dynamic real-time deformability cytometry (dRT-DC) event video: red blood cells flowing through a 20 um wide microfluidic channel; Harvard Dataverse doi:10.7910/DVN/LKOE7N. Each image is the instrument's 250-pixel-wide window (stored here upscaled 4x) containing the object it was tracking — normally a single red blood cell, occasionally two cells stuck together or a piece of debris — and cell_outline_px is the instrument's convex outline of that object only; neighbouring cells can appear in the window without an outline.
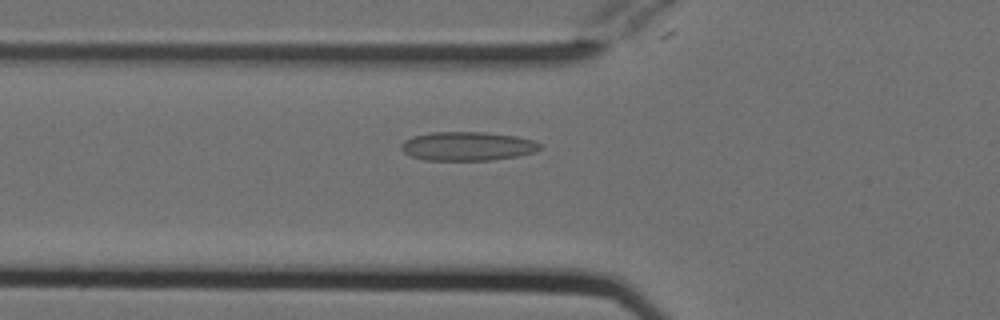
{"species": "Egyptian fruit bat (a non-hibernating species)", "species_latin": "Rousettus aegyptiacus", "temperature_condition": "cold", "stored_images_in_passage": 34, "camera_frame_rate_fps": 3000, "um_per_image_px": 0.085, "animal": {"sex": "female"}, "frame": {"image": 1, "passage_image": 20, "time_ms": 6.333, "image_size_px": [1000, 320], "cell_outline_px": [[544, 148], [536, 152], [516, 156], [492, 160], [424, 160], [412, 156], [404, 152], [400, 148], [400, 144], [404, 140], [412, 136], [432, 132], [484, 132], [516, 136], [532, 140], [544, 144]], "centroid_in_image_um": [39.76, 12.42], "position_along_channel_um": 86.0, "area_um2": 23.58}}
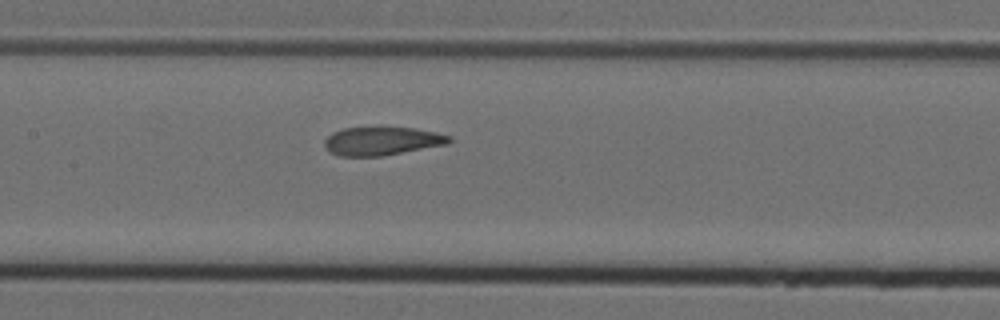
{"frame": {"image": 2, "passage_image": 27, "time_ms": 8.667, "image_size_px": [1000, 320], "cell_outline_px": [[452, 140], [448, 144], [384, 156], [340, 156], [332, 152], [324, 144], [324, 140], [332, 132], [344, 128], [380, 124], [416, 128], [436, 132], [452, 136]], "centroid_in_image_um": [32.5, 11.93], "position_along_channel_um": 174.9, "area_um2": 21.56}}
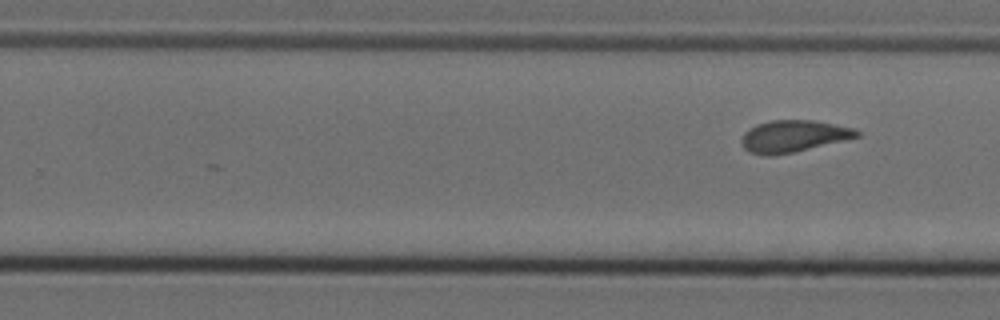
{"frame": {"image": 3, "passage_image": 34, "time_ms": 11.0, "image_size_px": [1000, 320], "cell_outline_px": [[860, 136], [844, 140], [792, 152], [772, 156], [764, 156], [748, 152], [740, 144], [740, 140], [744, 132], [748, 128], [756, 124], [772, 120], [812, 120], [852, 128], [860, 132]], "centroid_in_image_um": [67.35, 11.58], "position_along_channel_um": 262.5, "area_um2": 21.33}}